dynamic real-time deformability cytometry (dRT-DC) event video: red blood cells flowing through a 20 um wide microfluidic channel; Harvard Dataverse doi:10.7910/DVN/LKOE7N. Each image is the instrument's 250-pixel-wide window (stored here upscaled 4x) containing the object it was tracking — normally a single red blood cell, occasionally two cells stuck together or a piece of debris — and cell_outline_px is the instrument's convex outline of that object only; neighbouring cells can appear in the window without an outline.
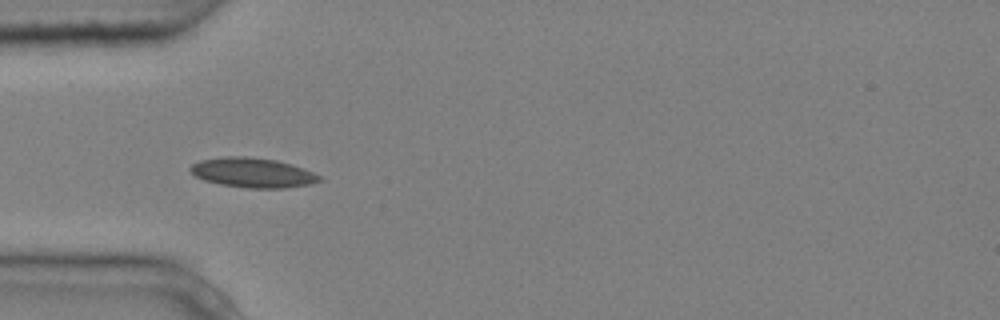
{"species": "common noctule bat (a hibernating species)", "species_latin": "Nyctalus noctula", "temperature_condition": "cold", "stored_images_in_passage": 4, "camera_frame_rate_fps": 3000, "um_per_image_px": 0.085, "animal": {"sex": "male", "body_mass_g": 20.4}, "frame": {"image": 1, "passage_image": 3, "time_ms": 0.667, "image_size_px": [1000, 320], "cell_outline_px": [[324, 180], [312, 184], [284, 188], [248, 188], [220, 184], [204, 180], [196, 176], [188, 168], [192, 164], [200, 160], [220, 156], [244, 156], [276, 160], [292, 164], [312, 172], [320, 176]], "centroid_in_image_um": [21.48, 14.67], "position_along_channel_um": 63.5, "area_um2": 22.43}}
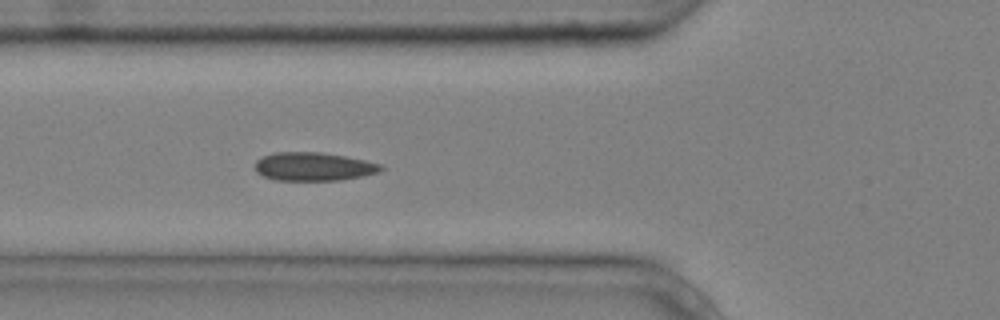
{"frame": {"image": 2, "passage_image": 4, "time_ms": 1.0, "image_size_px": [1000, 320], "cell_outline_px": [[384, 168], [380, 172], [340, 180], [276, 180], [264, 176], [256, 172], [256, 160], [260, 156], [276, 152], [320, 152], [344, 156], [364, 160], [380, 164]], "centroid_in_image_um": [26.63, 14.15], "position_along_channel_um": 99.2, "area_um2": 20.75}}